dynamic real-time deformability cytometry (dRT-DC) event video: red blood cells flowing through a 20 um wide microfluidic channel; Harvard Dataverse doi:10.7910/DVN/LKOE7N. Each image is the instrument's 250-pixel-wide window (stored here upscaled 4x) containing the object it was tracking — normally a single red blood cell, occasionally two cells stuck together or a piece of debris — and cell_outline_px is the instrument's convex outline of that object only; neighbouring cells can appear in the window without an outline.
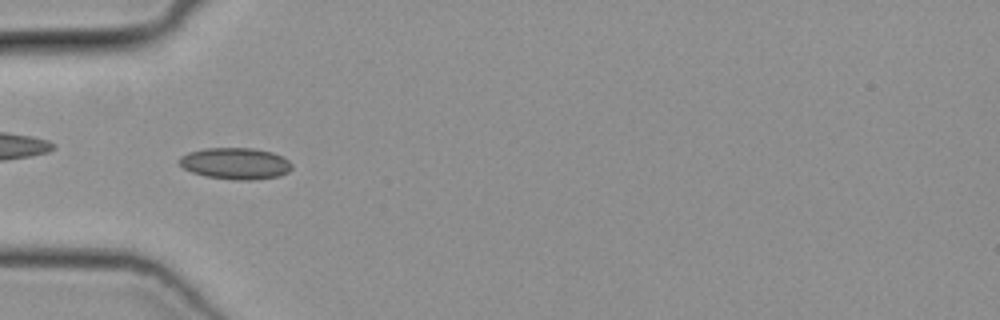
{"species": "common noctule bat (a hibernating species)", "species_latin": "Nyctalus noctula", "temperature_condition": "cold", "stored_images_in_passage": 49, "camera_frame_rate_fps": 3000, "um_per_image_px": 0.085, "animal": {"sex": "female", "body_mass_g": 19.3, "forearm_length_mm": 54.1}, "frame": {"image": 1, "passage_image": 16, "time_ms": 5.0, "image_size_px": [1000, 320], "cell_outline_px": [[292, 168], [288, 172], [280, 176], [252, 180], [232, 180], [204, 176], [192, 172], [184, 168], [180, 164], [180, 156], [188, 152], [204, 148], [252, 148], [272, 152], [288, 160], [292, 164]], "centroid_in_image_um": [20.01, 13.9], "position_along_channel_um": 65.0, "area_um2": 20.75}}
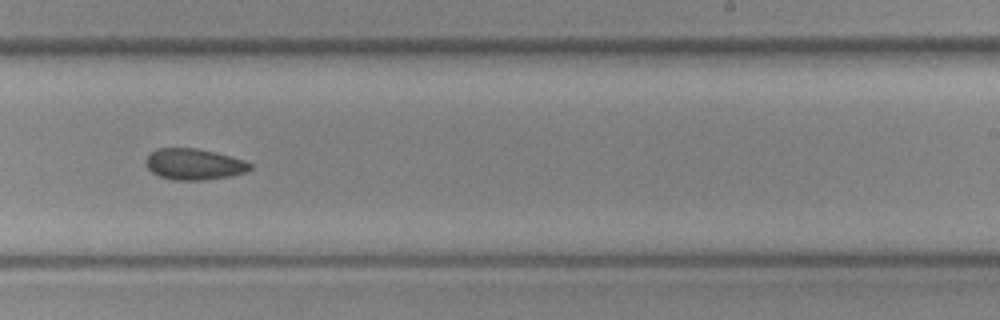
{"frame": {"image": 2, "passage_image": 31, "time_ms": 10.0, "image_size_px": [1000, 320], "cell_outline_px": [[252, 168], [248, 172], [232, 176], [204, 180], [172, 180], [160, 176], [152, 172], [148, 168], [144, 160], [156, 148], [196, 148], [244, 160], [252, 164]], "centroid_in_image_um": [16.5, 13.97], "position_along_channel_um": 272.5, "area_um2": 18.9}}
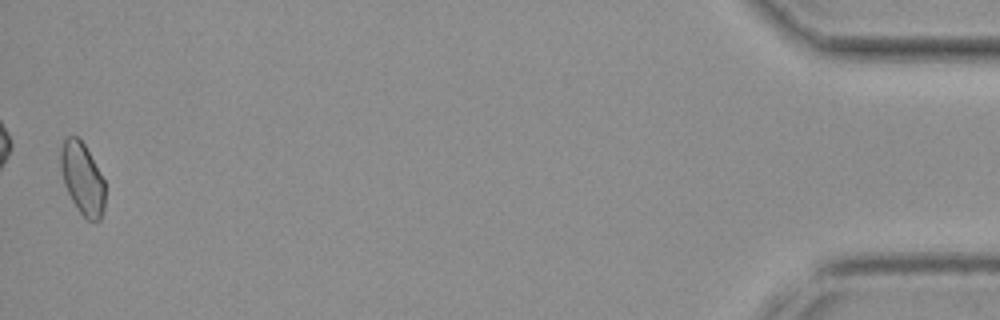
{"frame": {"image": 3, "passage_image": 49, "time_ms": 16.0, "image_size_px": [1000, 320], "cell_outline_px": [[104, 208], [100, 220], [88, 220], [80, 212], [72, 200], [64, 184], [60, 168], [60, 148], [64, 136], [76, 136], [84, 144], [104, 180]], "centroid_in_image_um": [6.97, 15.15], "position_along_channel_um": 428.2, "area_um2": 18.44}}